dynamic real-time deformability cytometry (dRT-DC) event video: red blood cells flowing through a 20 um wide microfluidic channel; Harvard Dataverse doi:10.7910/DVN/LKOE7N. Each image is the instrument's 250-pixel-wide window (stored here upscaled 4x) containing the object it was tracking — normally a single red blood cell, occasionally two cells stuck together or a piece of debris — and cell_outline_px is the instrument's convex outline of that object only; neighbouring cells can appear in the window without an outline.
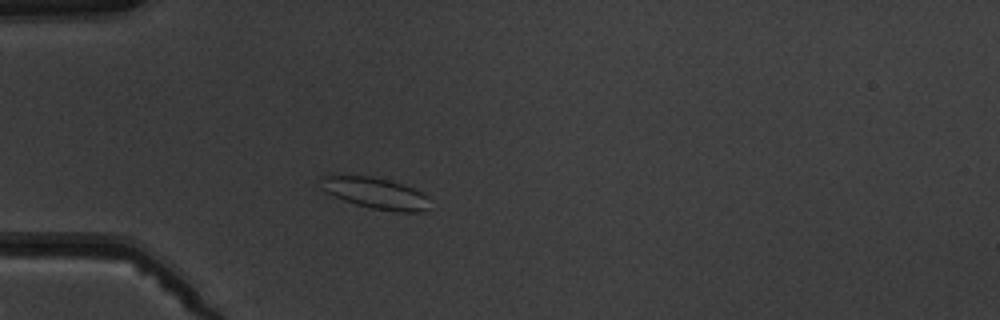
{"species": "common noctule bat (a hibernating species)", "species_latin": "Nyctalus noctula", "temperature_condition": "warm", "stored_images_in_passage": 4, "camera_frame_rate_fps": 3000, "um_per_image_px": 0.085, "animal": {"sex": "male", "body_mass_g": 19.5, "forearm_length_mm": 54.6}, "frame": {"image": 1, "passage_image": 3, "time_ms": 3.333, "image_size_px": [1000, 320], "cell_outline_px": [[428, 196], [424, 212], [392, 212], [372, 208], [356, 204], [344, 200], [320, 188], [320, 176], [372, 176], [388, 180], [412, 188]], "centroid_in_image_um": [31.89, 16.42], "position_along_channel_um": 53.1, "area_um2": 19.42}}